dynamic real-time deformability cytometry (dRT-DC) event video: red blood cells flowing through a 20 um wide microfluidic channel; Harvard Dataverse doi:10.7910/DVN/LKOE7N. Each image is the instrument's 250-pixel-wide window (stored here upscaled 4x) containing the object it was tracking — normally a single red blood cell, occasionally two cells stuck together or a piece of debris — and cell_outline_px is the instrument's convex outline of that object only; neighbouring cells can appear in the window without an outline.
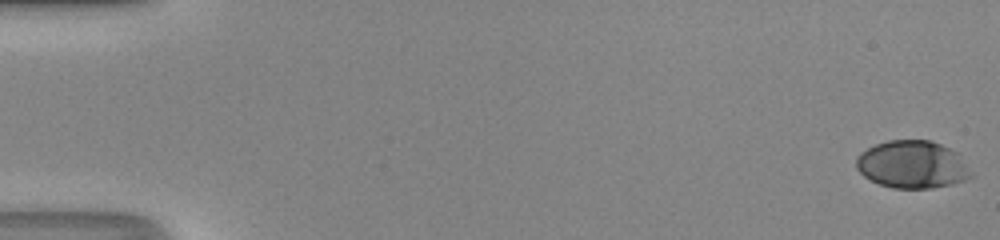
{"species": "human", "species_latin": "Homo sapiens", "temperature_condition": "room temperature", "stored_images_in_passage": 51, "camera_frame_rate_fps": 3000, "um_per_image_px": 0.085, "donor": {"sex": "male"}, "frame": {"image": 1, "passage_image": 1, "time_ms": 0.0, "image_size_px": [1000, 240], "cell_outline_px": [[972, 176], [964, 180], [952, 184], [932, 188], [892, 188], [880, 184], [864, 176], [856, 168], [856, 156], [860, 152], [876, 144], [888, 140], [928, 140], [940, 144], [956, 152]], "centroid_in_image_um": [77.49, 13.98], "position_along_channel_um": 7.5, "area_um2": 31.44}}
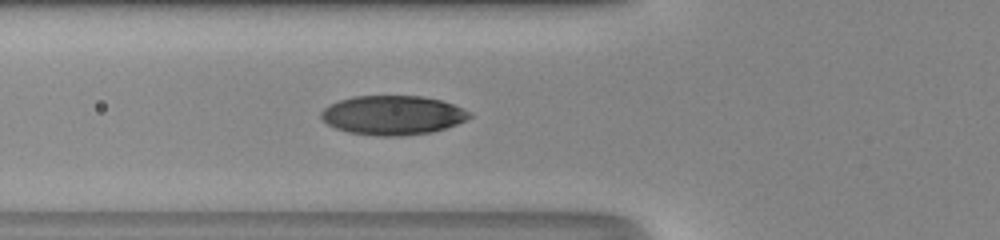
{"frame": {"image": 2, "passage_image": 20, "time_ms": 6.333, "image_size_px": [1000, 240], "cell_outline_px": [[472, 116], [456, 124], [432, 132], [400, 136], [376, 136], [348, 132], [336, 128], [328, 124], [320, 116], [320, 112], [328, 104], [352, 96], [420, 96], [440, 100], [464, 108], [472, 112]], "centroid_in_image_um": [33.36, 9.79], "position_along_channel_um": 92.4, "area_um2": 33.93}}
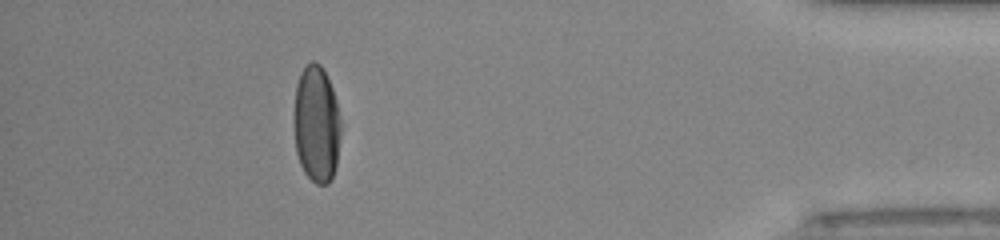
{"frame": {"image": 3, "passage_image": 46, "time_ms": 15.0, "image_size_px": [1000, 240], "cell_outline_px": [[340, 136], [336, 164], [332, 180], [328, 184], [316, 184], [304, 172], [300, 164], [296, 152], [296, 84], [300, 72], [312, 60], [316, 60], [320, 64], [332, 88], [336, 100], [340, 120]], "centroid_in_image_um": [26.92, 10.57], "position_along_channel_um": 408.3, "area_um2": 31.39}, "authors_computed_cell_mechanics": {"area_um2": 32.946, "velocity_mm_per_s": 4.2199, "shape_relaxation_time_tau1_ms": 4.5277, "shape_relaxation_time_tau2_ms": 0.7204, "deformation_change_tau1": 0.1902, "deformation_change_tau2": 0.0421}}